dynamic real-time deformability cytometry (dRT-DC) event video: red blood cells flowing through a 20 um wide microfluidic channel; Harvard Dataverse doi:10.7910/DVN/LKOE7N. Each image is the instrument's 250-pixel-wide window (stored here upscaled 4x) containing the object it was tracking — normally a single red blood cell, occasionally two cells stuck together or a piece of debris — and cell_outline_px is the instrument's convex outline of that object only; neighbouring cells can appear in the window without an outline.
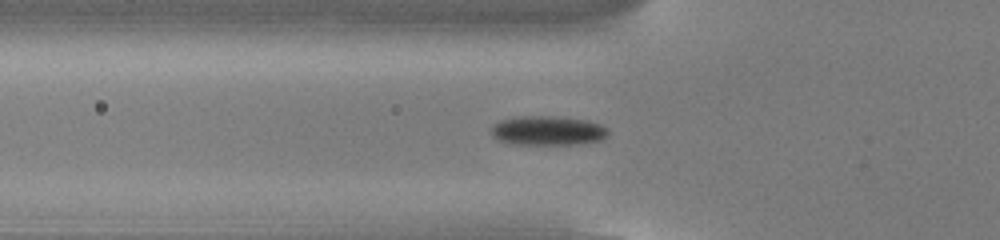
{"species": "common noctule bat (a hibernating species)", "species_latin": "Nyctalus noctula", "temperature_condition": "cold", "stored_images_in_passage": 54, "camera_frame_rate_fps": 3000, "um_per_image_px": 0.085, "animal": {"sex": "male", "body_mass_g": 13.0, "forearm_length_mm": 53.1}, "frame": {"image": 1, "passage_image": 19, "time_ms": 6.0, "image_size_px": [1000, 240], "cell_outline_px": [[608, 136], [604, 140], [580, 144], [512, 144], [496, 140], [492, 136], [492, 124], [500, 120], [516, 116], [556, 116], [588, 120], [600, 124], [608, 128]], "centroid_in_image_um": [46.57, 11.1], "position_along_channel_um": 79.2, "area_um2": 20.4}}
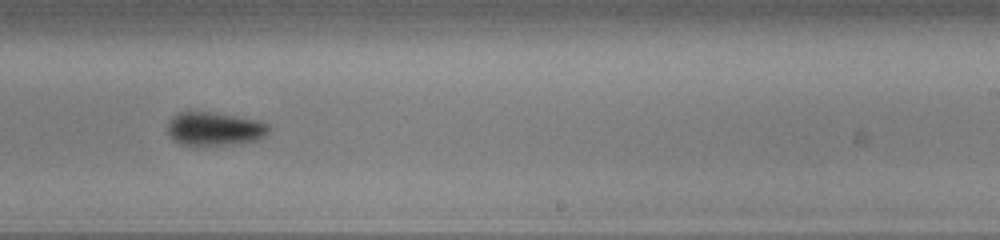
{"frame": {"image": 2, "passage_image": 34, "time_ms": 11.0, "image_size_px": [1000, 240], "cell_outline_px": [[268, 132], [260, 140], [240, 144], [196, 148], [192, 148], [180, 144], [168, 132], [168, 120], [176, 112], [212, 112], [260, 120], [268, 124]], "centroid_in_image_um": [18.23, 11.0], "position_along_channel_um": 270.8, "area_um2": 20.58}}
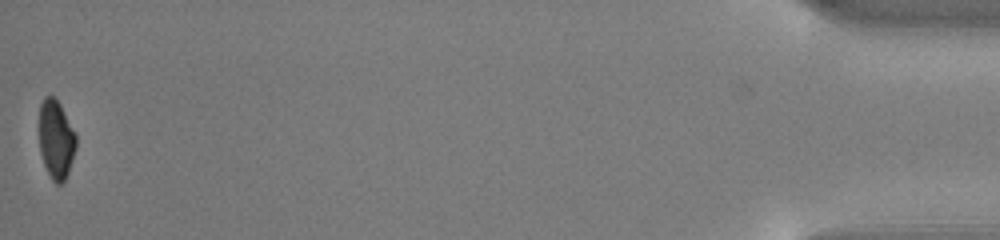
{"frame": {"image": 3, "passage_image": 54, "time_ms": 17.667, "image_size_px": [1000, 240], "cell_outline_px": [[76, 148], [68, 172], [64, 180], [60, 184], [56, 184], [52, 180], [44, 164], [40, 152], [40, 104], [44, 96], [52, 96], [60, 104], [76, 136]], "centroid_in_image_um": [4.76, 11.86], "position_along_channel_um": 430.4, "area_um2": 16.59}, "authors_computed_cell_mechanics": {"area_um2": 18.9873, "velocity_mm_per_s": 3.8399, "shape_relaxation_time_tau1_ms": 4.2178, "shape_relaxation_time_tau2_ms": null, "deformation_change_tau1": 0.1196, "deformation_change_tau2": null}}